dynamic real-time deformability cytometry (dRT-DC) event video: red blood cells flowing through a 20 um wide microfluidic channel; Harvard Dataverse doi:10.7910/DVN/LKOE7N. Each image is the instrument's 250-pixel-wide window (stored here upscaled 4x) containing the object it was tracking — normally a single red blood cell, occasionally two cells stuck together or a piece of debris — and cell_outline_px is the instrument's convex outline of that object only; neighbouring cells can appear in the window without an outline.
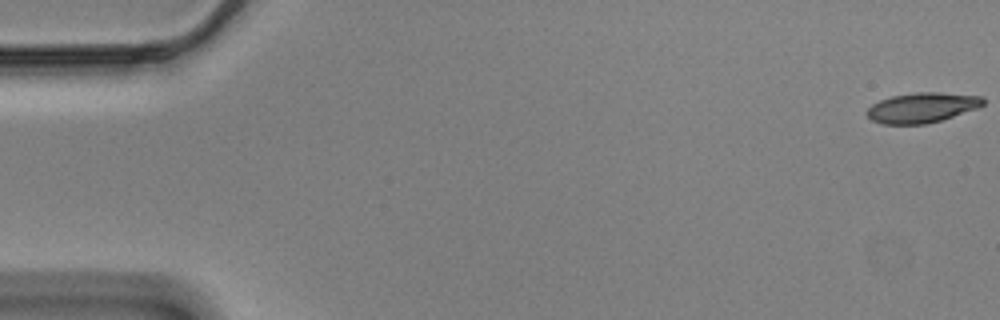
{"species": "Egyptian fruit bat (a non-hibernating species)", "species_latin": "Rousettus aegyptiacus", "temperature_condition": "cold", "stored_images_in_passage": 58, "camera_frame_rate_fps": 3000, "um_per_image_px": 0.085, "animal": {"sex": "male"}, "frame": {"image": 1, "passage_image": 1, "time_ms": 0.0, "image_size_px": [1000, 320], "cell_outline_px": [[984, 104], [980, 108], [940, 120], [924, 124], [880, 124], [872, 120], [868, 116], [868, 108], [872, 104], [880, 100], [892, 96], [916, 92], [940, 92], [984, 96]], "centroid_in_image_um": [78.41, 9.14], "position_along_channel_um": 6.6, "area_um2": 20.4}}
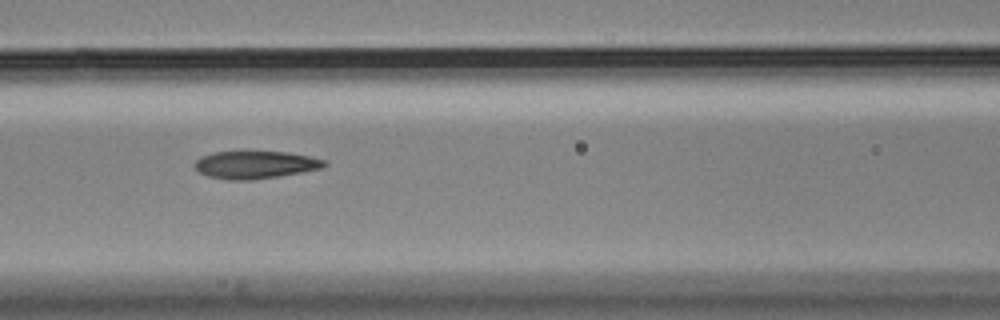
{"frame": {"image": 2, "passage_image": 25, "time_ms": 8.0, "image_size_px": [1000, 320], "cell_outline_px": [[328, 164], [320, 168], [280, 176], [248, 180], [228, 180], [208, 176], [200, 172], [192, 164], [200, 156], [212, 152], [288, 152], [308, 156], [324, 160]], "centroid_in_image_um": [21.65, 14.0], "position_along_channel_um": 145.0, "area_um2": 20.69}}
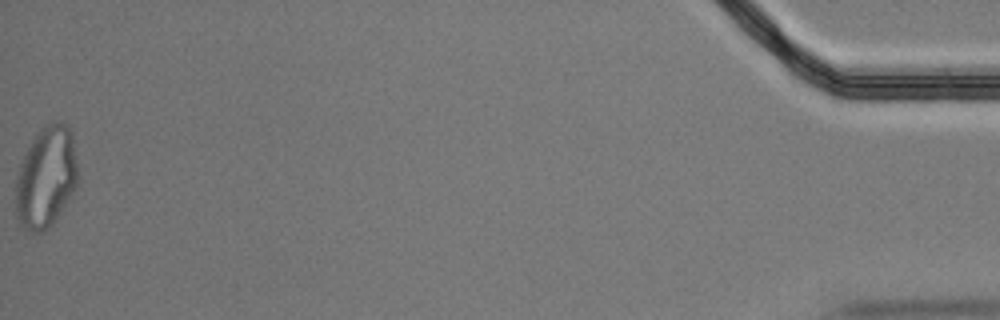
{"frame": {"image": 3, "passage_image": 58, "time_ms": 19.0, "image_size_px": [1000, 320], "cell_outline_px": [[76, 184], [72, 192], [52, 224], [44, 232], [32, 232], [24, 228], [20, 224], [16, 216], [16, 176], [20, 164], [32, 140], [40, 128], [56, 120], [64, 124], [72, 132], [76, 164]], "centroid_in_image_um": [3.88, 15.07], "position_along_channel_um": 431.3, "area_um2": 36.07}, "authors_computed_cell_mechanics": {"area_um2": 21.3282, "velocity_mm_per_s": 3.4951, "shape_relaxation_time_tau1_ms": 6.6386, "shape_relaxation_time_tau2_ms": 2.7973, "deformation_change_tau1": 0.2044, "deformation_change_tau2": 0.1104}}